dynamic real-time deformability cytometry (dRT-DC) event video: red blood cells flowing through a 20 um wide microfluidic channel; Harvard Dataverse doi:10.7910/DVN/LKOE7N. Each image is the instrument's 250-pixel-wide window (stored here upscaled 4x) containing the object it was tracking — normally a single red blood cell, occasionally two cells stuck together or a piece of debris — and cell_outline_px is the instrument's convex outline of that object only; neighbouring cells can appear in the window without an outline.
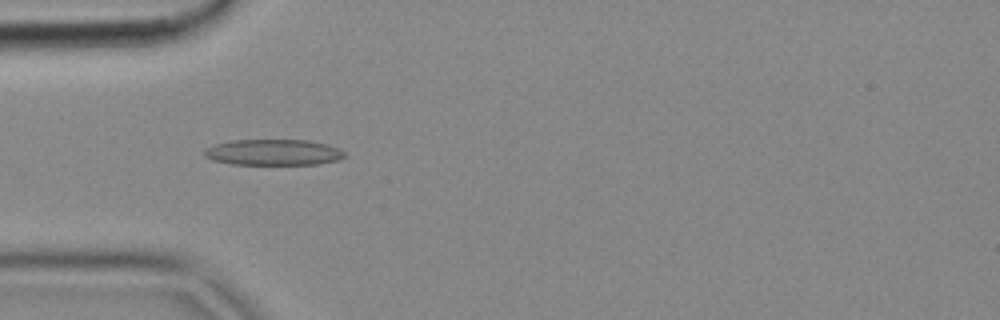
{"species": "common noctule bat (a hibernating species)", "species_latin": "Nyctalus noctula", "temperature_condition": "cold", "stored_images_in_passage": 5, "camera_frame_rate_fps": 3000, "um_per_image_px": 0.085, "animal": {"sex": "female", "body_mass_g": 18.4}, "frame": {"image": 1, "passage_image": 4, "time_ms": 1.0, "image_size_px": [1000, 320], "cell_outline_px": [[344, 156], [336, 160], [320, 164], [232, 164], [212, 160], [204, 156], [204, 152], [208, 148], [216, 144], [232, 140], [308, 140], [328, 144], [340, 148], [344, 152]], "centroid_in_image_um": [23.26, 12.94], "position_along_channel_um": 61.7, "area_um2": 21.1}}
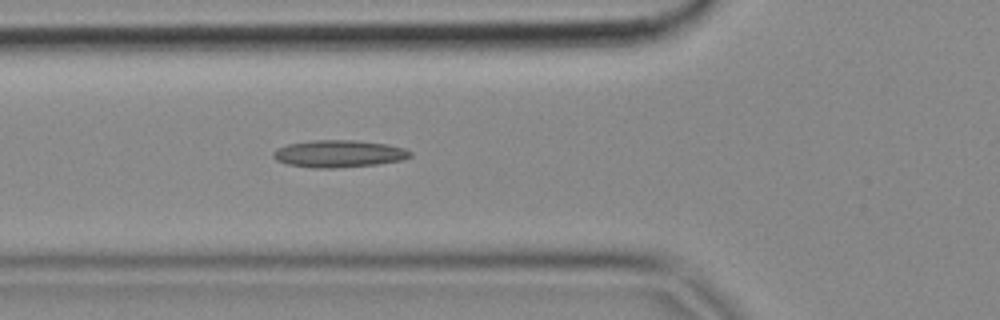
{"frame": {"image": 2, "passage_image": 5, "time_ms": 1.333, "image_size_px": [1000, 320], "cell_outline_px": [[412, 156], [400, 160], [376, 164], [340, 168], [312, 168], [288, 164], [276, 160], [272, 156], [272, 152], [288, 144], [312, 140], [352, 140], [384, 144], [404, 148], [412, 152]], "centroid_in_image_um": [28.78, 13.07], "position_along_channel_um": 97.0, "area_um2": 21.56}}